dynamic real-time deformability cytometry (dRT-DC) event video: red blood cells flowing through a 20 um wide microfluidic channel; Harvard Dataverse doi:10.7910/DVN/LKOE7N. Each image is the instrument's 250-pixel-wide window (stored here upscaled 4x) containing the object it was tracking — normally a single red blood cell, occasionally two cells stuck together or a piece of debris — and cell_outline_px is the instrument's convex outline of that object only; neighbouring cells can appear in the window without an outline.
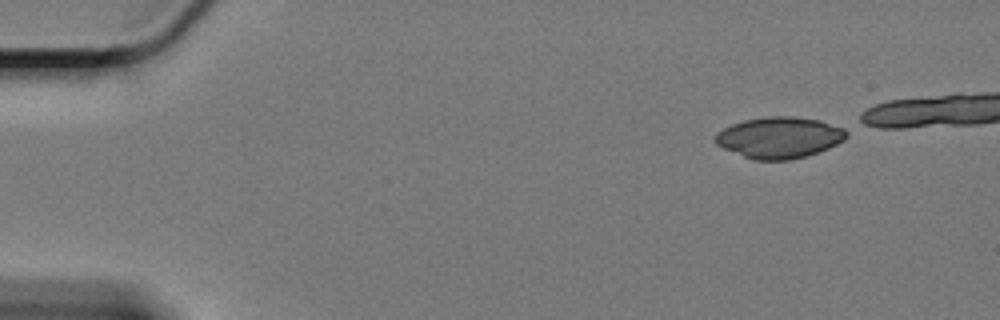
{"species": "Egyptian fruit bat (a non-hibernating species)", "species_latin": "Rousettus aegyptiacus", "temperature_condition": "cold", "stored_images_in_passage": 47, "camera_frame_rate_fps": 3000, "um_per_image_px": 0.085, "animal": {"sex": "female"}, "frame": {"image": 1, "passage_image": 1, "time_ms": 0.0, "image_size_px": [1000, 320], "cell_outline_px": [[848, 136], [844, 140], [828, 148], [804, 156], [788, 160], [752, 160], [724, 148], [716, 144], [712, 140], [716, 132], [732, 124], [744, 120], [768, 116], [792, 116], [820, 120], [844, 128], [848, 132]], "centroid_in_image_um": [66.22, 11.68], "position_along_channel_um": 18.8, "area_um2": 31.56}}
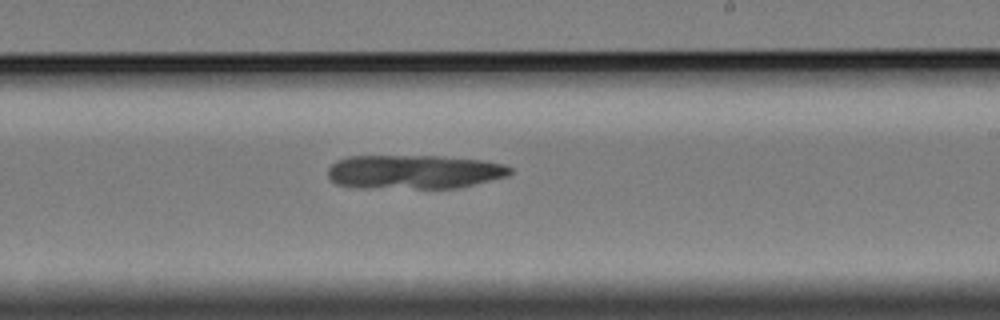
{"frame": {"image": 2, "passage_image": 31, "time_ms": 10.0, "image_size_px": [1000, 320], "cell_outline_px": [[512, 172], [508, 176], [456, 188], [356, 188], [336, 184], [328, 176], [328, 168], [336, 160], [348, 156], [440, 156], [480, 160], [504, 164], [512, 168]], "centroid_in_image_um": [35.16, 14.61], "position_along_channel_um": 253.8, "area_um2": 36.3}}
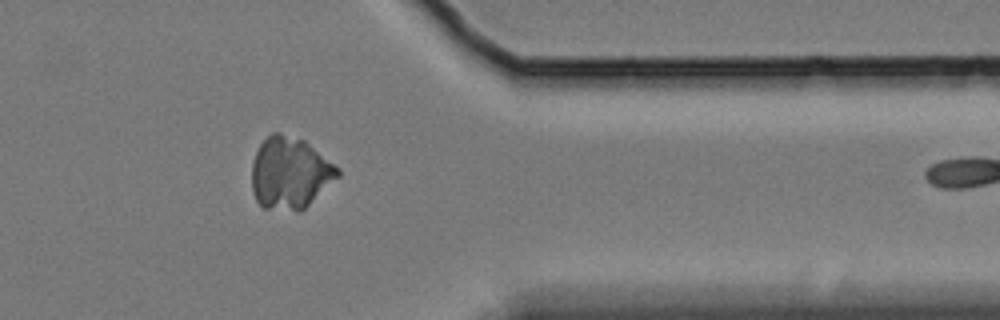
{"frame": {"image": 3, "passage_image": 44, "time_ms": 14.333, "image_size_px": [1000, 320], "cell_outline_px": [[340, 176], [300, 212], [296, 212], [264, 208], [256, 200], [252, 192], [252, 164], [256, 152], [260, 144], [272, 132], [280, 132], [304, 140], [340, 168]], "centroid_in_image_um": [24.65, 14.72], "position_along_channel_um": 386.8, "area_um2": 36.13}}